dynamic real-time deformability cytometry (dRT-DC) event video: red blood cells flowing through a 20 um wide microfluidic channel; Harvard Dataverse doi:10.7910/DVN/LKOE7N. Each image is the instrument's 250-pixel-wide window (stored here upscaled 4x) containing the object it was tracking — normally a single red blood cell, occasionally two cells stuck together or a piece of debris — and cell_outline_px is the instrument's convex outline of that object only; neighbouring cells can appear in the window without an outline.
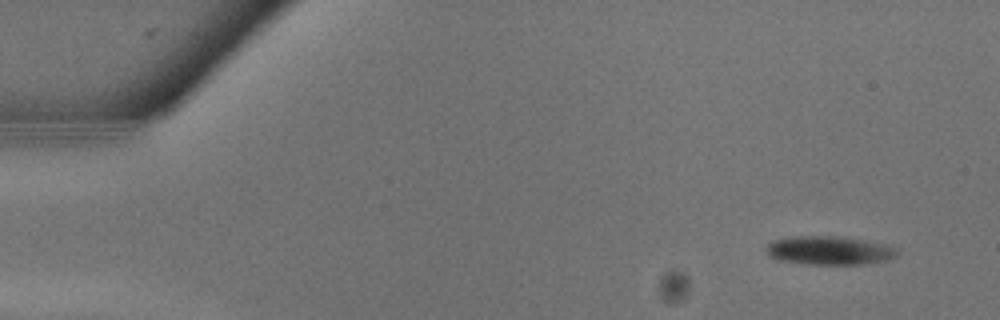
{"species": "common noctule bat (a hibernating species)", "species_latin": "Nyctalus noctula", "temperature_condition": "warm", "stored_images_in_passage": 10, "camera_frame_rate_fps": 3000, "um_per_image_px": 0.085, "animal": {"sex": "male", "body_mass_g": 13.3}, "frame": {"image": 1, "passage_image": 2, "time_ms": 0.333, "image_size_px": [1000, 320], "cell_outline_px": [[900, 252], [896, 256], [888, 260], [864, 264], [808, 264], [776, 260], [768, 256], [764, 248], [772, 240], [792, 236], [836, 236], [864, 240], [884, 244], [896, 248]], "centroid_in_image_um": [70.45, 21.29], "position_along_channel_um": 14.6, "area_um2": 22.08}}
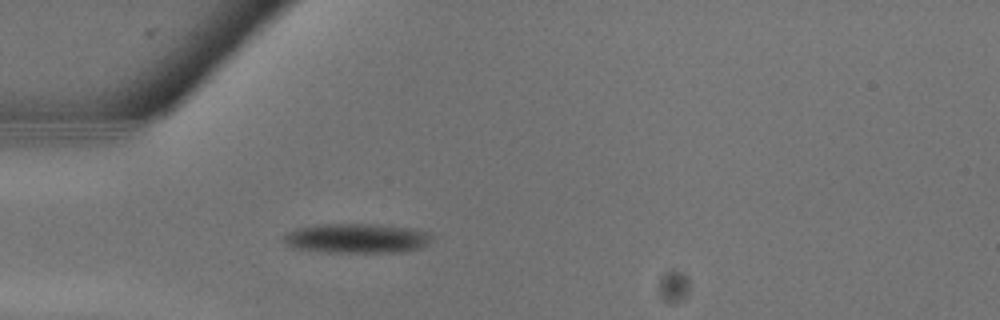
{"frame": {"image": 2, "passage_image": 8, "time_ms": 2.333, "image_size_px": [1000, 320], "cell_outline_px": [[432, 240], [428, 244], [420, 248], [400, 252], [328, 252], [292, 248], [284, 240], [284, 236], [288, 232], [296, 228], [316, 224], [380, 224], [412, 228], [428, 232], [432, 236]], "centroid_in_image_um": [30.35, 20.25], "position_along_channel_um": 54.6, "area_um2": 25.66}}
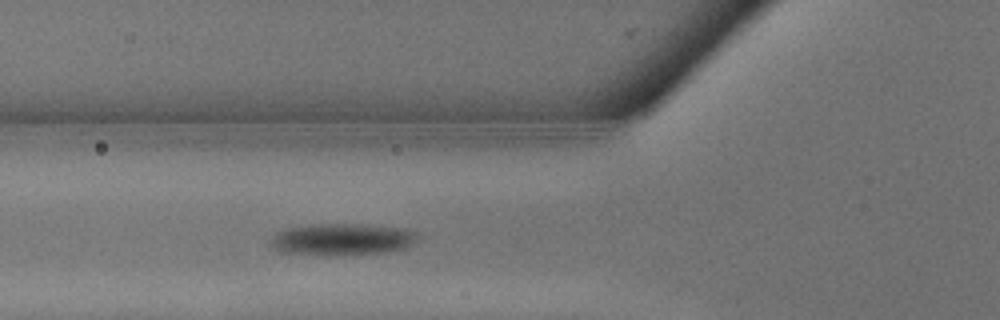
{"frame": {"image": 3, "passage_image": 10, "time_ms": 3.0, "image_size_px": [1000, 320], "cell_outline_px": [[416, 240], [412, 244], [404, 248], [384, 252], [332, 256], [324, 256], [280, 252], [272, 248], [272, 236], [276, 232], [288, 228], [308, 224], [368, 224], [404, 228], [416, 232]], "centroid_in_image_um": [29.04, 20.35], "position_along_channel_um": 96.8, "area_um2": 27.57}}